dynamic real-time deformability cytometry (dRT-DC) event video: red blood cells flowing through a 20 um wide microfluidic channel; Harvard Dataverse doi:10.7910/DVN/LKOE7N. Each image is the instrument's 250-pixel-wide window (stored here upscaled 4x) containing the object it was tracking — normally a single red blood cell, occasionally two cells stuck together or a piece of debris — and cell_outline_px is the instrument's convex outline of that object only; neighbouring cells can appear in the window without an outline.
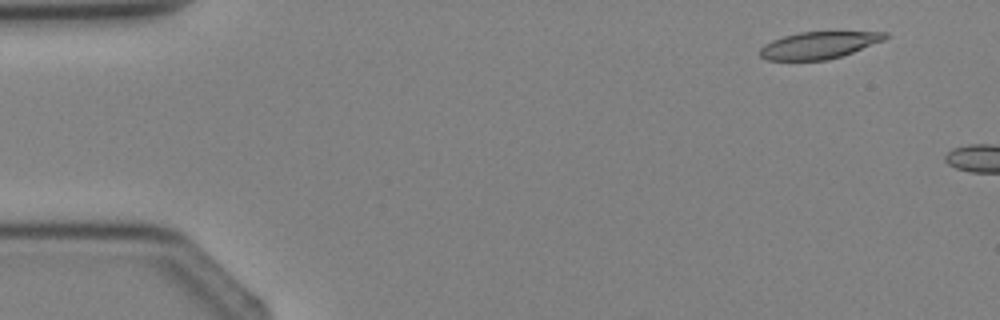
{"species": "Egyptian fruit bat (a non-hibernating species)", "species_latin": "Rousettus aegyptiacus", "temperature_condition": "cold", "stored_images_in_passage": 2, "camera_frame_rate_fps": 3000, "um_per_image_px": 0.085, "animal": {"sex": "female"}, "frame": {"image": 1, "passage_image": 1, "time_ms": 0.0, "image_size_px": [1000, 320], "cell_outline_px": [[888, 36], [884, 40], [852, 52], [828, 60], [768, 60], [760, 56], [760, 48], [764, 44], [772, 40], [784, 36], [800, 32], [888, 32]], "centroid_in_image_um": [69.58, 3.84], "position_along_channel_um": 15.4, "area_um2": 19.48}}